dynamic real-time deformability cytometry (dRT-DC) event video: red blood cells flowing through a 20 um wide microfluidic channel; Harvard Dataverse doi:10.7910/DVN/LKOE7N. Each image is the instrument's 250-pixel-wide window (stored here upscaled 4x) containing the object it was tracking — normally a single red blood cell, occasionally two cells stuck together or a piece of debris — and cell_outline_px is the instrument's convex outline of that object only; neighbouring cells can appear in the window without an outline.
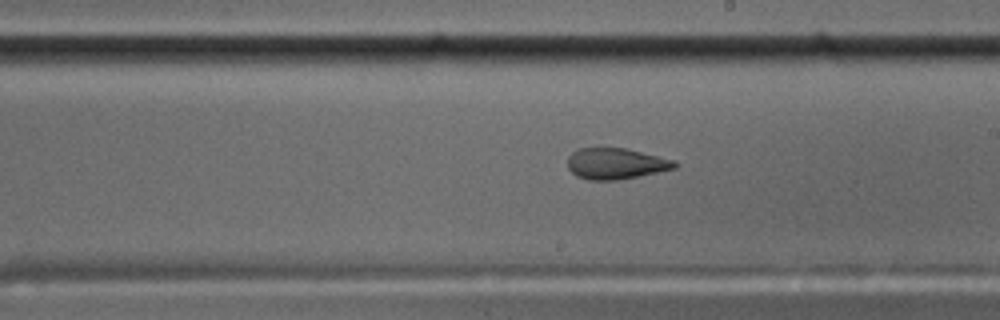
{"species": "common noctule bat (a hibernating species)", "species_latin": "Nyctalus noctula", "temperature_condition": "cold", "stored_images_in_passage": 50, "camera_frame_rate_fps": 3000, "um_per_image_px": 0.085, "animal": {"sex": "male", "body_mass_g": 17.5, "forearm_length_mm": 52.3}, "frame": {"image": 1, "passage_image": 26, "time_ms": 8.333, "image_size_px": [1000, 320], "cell_outline_px": [[680, 164], [676, 168], [616, 180], [588, 180], [576, 176], [568, 168], [568, 156], [572, 152], [580, 148], [624, 148], [676, 160]], "centroid_in_image_um": [52.34, 13.9], "position_along_channel_um": 236.7, "area_um2": 19.31}}
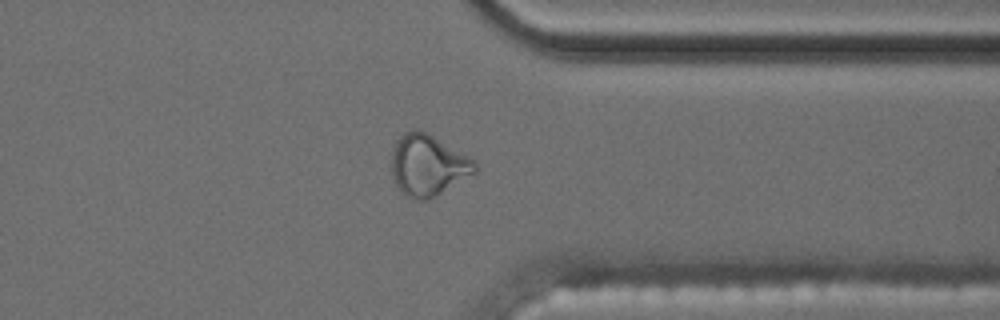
{"frame": {"image": 2, "passage_image": 38, "time_ms": 12.333, "image_size_px": [1000, 320], "cell_outline_px": [[476, 172], [436, 196], [424, 200], [420, 200], [408, 196], [396, 184], [392, 176], [392, 152], [396, 140], [404, 132], [416, 128], [432, 136], [476, 160]], "centroid_in_image_um": [36.37, 14.03], "position_along_channel_um": 375.0, "area_um2": 29.3}}
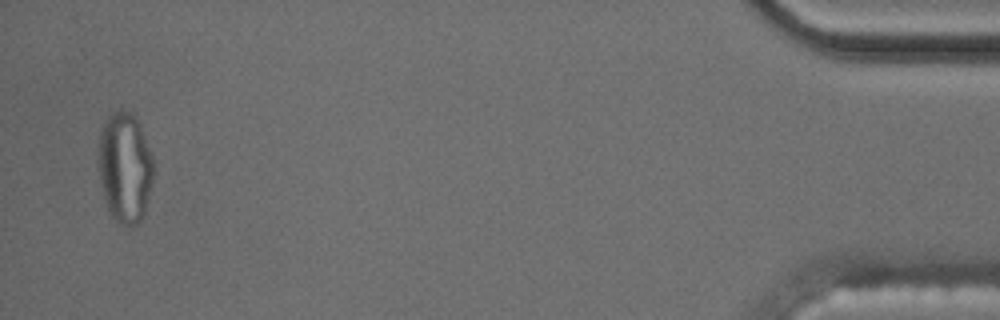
{"frame": {"image": 3, "passage_image": 49, "time_ms": 16.0, "image_size_px": [1000, 320], "cell_outline_px": [[152, 184], [144, 216], [136, 224], [120, 224], [108, 212], [104, 200], [100, 184], [96, 144], [100, 132], [108, 116], [112, 112], [120, 108], [132, 112], [136, 116], [140, 124], [152, 156]], "centroid_in_image_um": [10.58, 14.2], "position_along_channel_um": 424.6, "area_um2": 36.07}, "authors_computed_cell_mechanics": {"area_um2": 20.6057, "velocity_mm_per_s": 3.527, "shape_relaxation_time_tau1_ms": null, "shape_relaxation_time_tau2_ms": 1.8763, "deformation_change_tau1": null, "deformation_change_tau2": 0.0784}}